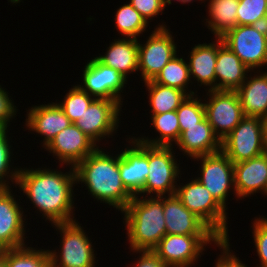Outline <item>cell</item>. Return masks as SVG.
Segmentation results:
<instances>
[{"label":"cell","instance_id":"obj_14","mask_svg":"<svg viewBox=\"0 0 267 267\" xmlns=\"http://www.w3.org/2000/svg\"><path fill=\"white\" fill-rule=\"evenodd\" d=\"M82 75L84 86H78L83 91L97 99L122 102L120 93L124 89L127 78L116 69L104 65L94 58L85 65Z\"/></svg>","mask_w":267,"mask_h":267},{"label":"cell","instance_id":"obj_20","mask_svg":"<svg viewBox=\"0 0 267 267\" xmlns=\"http://www.w3.org/2000/svg\"><path fill=\"white\" fill-rule=\"evenodd\" d=\"M250 70L240 59L218 38V51L215 65V90L236 91L246 80ZM219 81V83H217Z\"/></svg>","mask_w":267,"mask_h":267},{"label":"cell","instance_id":"obj_43","mask_svg":"<svg viewBox=\"0 0 267 267\" xmlns=\"http://www.w3.org/2000/svg\"><path fill=\"white\" fill-rule=\"evenodd\" d=\"M162 1L164 3L165 7H166L167 4H172L171 3V0H162ZM177 1L182 2V3H185L184 0H177Z\"/></svg>","mask_w":267,"mask_h":267},{"label":"cell","instance_id":"obj_37","mask_svg":"<svg viewBox=\"0 0 267 267\" xmlns=\"http://www.w3.org/2000/svg\"><path fill=\"white\" fill-rule=\"evenodd\" d=\"M130 4L147 21L149 18L159 15L164 10L165 5L162 0H130Z\"/></svg>","mask_w":267,"mask_h":267},{"label":"cell","instance_id":"obj_10","mask_svg":"<svg viewBox=\"0 0 267 267\" xmlns=\"http://www.w3.org/2000/svg\"><path fill=\"white\" fill-rule=\"evenodd\" d=\"M166 27L155 28L144 45L138 41V70H141L144 82L154 80L177 53V46Z\"/></svg>","mask_w":267,"mask_h":267},{"label":"cell","instance_id":"obj_28","mask_svg":"<svg viewBox=\"0 0 267 267\" xmlns=\"http://www.w3.org/2000/svg\"><path fill=\"white\" fill-rule=\"evenodd\" d=\"M152 125L158 131L160 137L157 139L137 138L140 142L151 146H172L180 137L179 119L176 110L164 114L152 115Z\"/></svg>","mask_w":267,"mask_h":267},{"label":"cell","instance_id":"obj_34","mask_svg":"<svg viewBox=\"0 0 267 267\" xmlns=\"http://www.w3.org/2000/svg\"><path fill=\"white\" fill-rule=\"evenodd\" d=\"M267 0H239L237 25H266Z\"/></svg>","mask_w":267,"mask_h":267},{"label":"cell","instance_id":"obj_26","mask_svg":"<svg viewBox=\"0 0 267 267\" xmlns=\"http://www.w3.org/2000/svg\"><path fill=\"white\" fill-rule=\"evenodd\" d=\"M208 6L210 20L207 19L206 25L216 38H221L237 26L239 0H210Z\"/></svg>","mask_w":267,"mask_h":267},{"label":"cell","instance_id":"obj_4","mask_svg":"<svg viewBox=\"0 0 267 267\" xmlns=\"http://www.w3.org/2000/svg\"><path fill=\"white\" fill-rule=\"evenodd\" d=\"M182 204L200 218L221 240H229L227 213L198 179L191 180L175 193Z\"/></svg>","mask_w":267,"mask_h":267},{"label":"cell","instance_id":"obj_25","mask_svg":"<svg viewBox=\"0 0 267 267\" xmlns=\"http://www.w3.org/2000/svg\"><path fill=\"white\" fill-rule=\"evenodd\" d=\"M218 51L217 42L198 44L190 52L188 62L190 78L194 77L200 85L209 86V90H215V65Z\"/></svg>","mask_w":267,"mask_h":267},{"label":"cell","instance_id":"obj_11","mask_svg":"<svg viewBox=\"0 0 267 267\" xmlns=\"http://www.w3.org/2000/svg\"><path fill=\"white\" fill-rule=\"evenodd\" d=\"M208 92L209 102L204 103L206 118L216 136L222 141L245 115L236 91L208 90Z\"/></svg>","mask_w":267,"mask_h":267},{"label":"cell","instance_id":"obj_31","mask_svg":"<svg viewBox=\"0 0 267 267\" xmlns=\"http://www.w3.org/2000/svg\"><path fill=\"white\" fill-rule=\"evenodd\" d=\"M116 27L118 31L127 38H135L144 32L147 28V21L130 4L121 6L115 15Z\"/></svg>","mask_w":267,"mask_h":267},{"label":"cell","instance_id":"obj_27","mask_svg":"<svg viewBox=\"0 0 267 267\" xmlns=\"http://www.w3.org/2000/svg\"><path fill=\"white\" fill-rule=\"evenodd\" d=\"M149 91V104L151 115L164 114L177 110L183 101L189 96L186 92L155 83L153 80L145 82Z\"/></svg>","mask_w":267,"mask_h":267},{"label":"cell","instance_id":"obj_2","mask_svg":"<svg viewBox=\"0 0 267 267\" xmlns=\"http://www.w3.org/2000/svg\"><path fill=\"white\" fill-rule=\"evenodd\" d=\"M74 169L76 182L84 183L97 201H103L122 212L134 197L121 180L119 154L112 157L97 147Z\"/></svg>","mask_w":267,"mask_h":267},{"label":"cell","instance_id":"obj_16","mask_svg":"<svg viewBox=\"0 0 267 267\" xmlns=\"http://www.w3.org/2000/svg\"><path fill=\"white\" fill-rule=\"evenodd\" d=\"M131 141L133 147L119 154V173L125 188L136 196L142 191L149 173L148 145L136 138Z\"/></svg>","mask_w":267,"mask_h":267},{"label":"cell","instance_id":"obj_7","mask_svg":"<svg viewBox=\"0 0 267 267\" xmlns=\"http://www.w3.org/2000/svg\"><path fill=\"white\" fill-rule=\"evenodd\" d=\"M212 241L218 245L222 240L217 235L166 234L153 252L167 267H191Z\"/></svg>","mask_w":267,"mask_h":267},{"label":"cell","instance_id":"obj_17","mask_svg":"<svg viewBox=\"0 0 267 267\" xmlns=\"http://www.w3.org/2000/svg\"><path fill=\"white\" fill-rule=\"evenodd\" d=\"M10 188H0V251L25 246L23 210Z\"/></svg>","mask_w":267,"mask_h":267},{"label":"cell","instance_id":"obj_13","mask_svg":"<svg viewBox=\"0 0 267 267\" xmlns=\"http://www.w3.org/2000/svg\"><path fill=\"white\" fill-rule=\"evenodd\" d=\"M202 160L201 177L197 179L226 210L229 188L234 186V164L222 152L196 157Z\"/></svg>","mask_w":267,"mask_h":267},{"label":"cell","instance_id":"obj_3","mask_svg":"<svg viewBox=\"0 0 267 267\" xmlns=\"http://www.w3.org/2000/svg\"><path fill=\"white\" fill-rule=\"evenodd\" d=\"M138 197L134 196L122 211L131 250L134 252L153 251L167 234L163 196H151L148 199Z\"/></svg>","mask_w":267,"mask_h":267},{"label":"cell","instance_id":"obj_32","mask_svg":"<svg viewBox=\"0 0 267 267\" xmlns=\"http://www.w3.org/2000/svg\"><path fill=\"white\" fill-rule=\"evenodd\" d=\"M95 98L83 91L78 85L74 86L64 97V101L58 104L70 119L71 123L81 119V115Z\"/></svg>","mask_w":267,"mask_h":267},{"label":"cell","instance_id":"obj_39","mask_svg":"<svg viewBox=\"0 0 267 267\" xmlns=\"http://www.w3.org/2000/svg\"><path fill=\"white\" fill-rule=\"evenodd\" d=\"M217 246L220 247L223 252L215 264L216 267H247L239 258L230 252L229 240H222Z\"/></svg>","mask_w":267,"mask_h":267},{"label":"cell","instance_id":"obj_6","mask_svg":"<svg viewBox=\"0 0 267 267\" xmlns=\"http://www.w3.org/2000/svg\"><path fill=\"white\" fill-rule=\"evenodd\" d=\"M221 38L250 70L267 65L266 25H237Z\"/></svg>","mask_w":267,"mask_h":267},{"label":"cell","instance_id":"obj_41","mask_svg":"<svg viewBox=\"0 0 267 267\" xmlns=\"http://www.w3.org/2000/svg\"><path fill=\"white\" fill-rule=\"evenodd\" d=\"M264 152L267 153V118H263Z\"/></svg>","mask_w":267,"mask_h":267},{"label":"cell","instance_id":"obj_15","mask_svg":"<svg viewBox=\"0 0 267 267\" xmlns=\"http://www.w3.org/2000/svg\"><path fill=\"white\" fill-rule=\"evenodd\" d=\"M98 146L89 139L74 123L58 133L45 147L62 164L75 167Z\"/></svg>","mask_w":267,"mask_h":267},{"label":"cell","instance_id":"obj_18","mask_svg":"<svg viewBox=\"0 0 267 267\" xmlns=\"http://www.w3.org/2000/svg\"><path fill=\"white\" fill-rule=\"evenodd\" d=\"M163 211L167 234L216 235L176 194L163 196Z\"/></svg>","mask_w":267,"mask_h":267},{"label":"cell","instance_id":"obj_9","mask_svg":"<svg viewBox=\"0 0 267 267\" xmlns=\"http://www.w3.org/2000/svg\"><path fill=\"white\" fill-rule=\"evenodd\" d=\"M172 146L148 145L149 173L145 185L138 194H156V197L176 193V178L180 174L179 164L174 159ZM175 183V184H174Z\"/></svg>","mask_w":267,"mask_h":267},{"label":"cell","instance_id":"obj_44","mask_svg":"<svg viewBox=\"0 0 267 267\" xmlns=\"http://www.w3.org/2000/svg\"><path fill=\"white\" fill-rule=\"evenodd\" d=\"M265 17H266V26H267V3H266V9H265Z\"/></svg>","mask_w":267,"mask_h":267},{"label":"cell","instance_id":"obj_38","mask_svg":"<svg viewBox=\"0 0 267 267\" xmlns=\"http://www.w3.org/2000/svg\"><path fill=\"white\" fill-rule=\"evenodd\" d=\"M8 92L6 93L0 85V129H7L8 123L13 116L16 115V106L12 100L8 97Z\"/></svg>","mask_w":267,"mask_h":267},{"label":"cell","instance_id":"obj_24","mask_svg":"<svg viewBox=\"0 0 267 267\" xmlns=\"http://www.w3.org/2000/svg\"><path fill=\"white\" fill-rule=\"evenodd\" d=\"M112 42L105 55L95 57L104 65L116 69L127 78L138 70V39L122 38Z\"/></svg>","mask_w":267,"mask_h":267},{"label":"cell","instance_id":"obj_22","mask_svg":"<svg viewBox=\"0 0 267 267\" xmlns=\"http://www.w3.org/2000/svg\"><path fill=\"white\" fill-rule=\"evenodd\" d=\"M176 144L184 154L193 158L221 151V141L206 117L197 125H192L183 131Z\"/></svg>","mask_w":267,"mask_h":267},{"label":"cell","instance_id":"obj_35","mask_svg":"<svg viewBox=\"0 0 267 267\" xmlns=\"http://www.w3.org/2000/svg\"><path fill=\"white\" fill-rule=\"evenodd\" d=\"M6 131H7L6 128L0 129V188H9V185H8L9 183L7 180H5L6 176L7 178L10 177L11 178L10 180L12 182H15L16 184L18 173L20 170V169H16L13 171L10 169L12 152L10 150L11 146L9 144ZM9 170H11V172Z\"/></svg>","mask_w":267,"mask_h":267},{"label":"cell","instance_id":"obj_30","mask_svg":"<svg viewBox=\"0 0 267 267\" xmlns=\"http://www.w3.org/2000/svg\"><path fill=\"white\" fill-rule=\"evenodd\" d=\"M174 55L171 60L162 68L160 73L153 80L165 86L174 87L186 92L189 96L195 95L193 91H186L188 82L191 80L188 63L182 58Z\"/></svg>","mask_w":267,"mask_h":267},{"label":"cell","instance_id":"obj_21","mask_svg":"<svg viewBox=\"0 0 267 267\" xmlns=\"http://www.w3.org/2000/svg\"><path fill=\"white\" fill-rule=\"evenodd\" d=\"M27 113L25 125L29 130L44 135L45 147L58 133L72 124L58 103L33 106Z\"/></svg>","mask_w":267,"mask_h":267},{"label":"cell","instance_id":"obj_5","mask_svg":"<svg viewBox=\"0 0 267 267\" xmlns=\"http://www.w3.org/2000/svg\"><path fill=\"white\" fill-rule=\"evenodd\" d=\"M54 225L62 235V247L59 256L56 249L49 250L51 267H95L96 257L94 256L92 242L88 239L80 224L78 225L77 222L72 221Z\"/></svg>","mask_w":267,"mask_h":267},{"label":"cell","instance_id":"obj_40","mask_svg":"<svg viewBox=\"0 0 267 267\" xmlns=\"http://www.w3.org/2000/svg\"><path fill=\"white\" fill-rule=\"evenodd\" d=\"M141 254L134 267H167L153 251H139Z\"/></svg>","mask_w":267,"mask_h":267},{"label":"cell","instance_id":"obj_42","mask_svg":"<svg viewBox=\"0 0 267 267\" xmlns=\"http://www.w3.org/2000/svg\"><path fill=\"white\" fill-rule=\"evenodd\" d=\"M0 267H6L4 257L0 254Z\"/></svg>","mask_w":267,"mask_h":267},{"label":"cell","instance_id":"obj_45","mask_svg":"<svg viewBox=\"0 0 267 267\" xmlns=\"http://www.w3.org/2000/svg\"><path fill=\"white\" fill-rule=\"evenodd\" d=\"M192 0H184L185 3H190ZM202 1V0H201Z\"/></svg>","mask_w":267,"mask_h":267},{"label":"cell","instance_id":"obj_8","mask_svg":"<svg viewBox=\"0 0 267 267\" xmlns=\"http://www.w3.org/2000/svg\"><path fill=\"white\" fill-rule=\"evenodd\" d=\"M221 151L233 164L264 154L263 118L245 116L221 141Z\"/></svg>","mask_w":267,"mask_h":267},{"label":"cell","instance_id":"obj_36","mask_svg":"<svg viewBox=\"0 0 267 267\" xmlns=\"http://www.w3.org/2000/svg\"><path fill=\"white\" fill-rule=\"evenodd\" d=\"M252 228L255 246L261 261L259 267H267V218L255 219Z\"/></svg>","mask_w":267,"mask_h":267},{"label":"cell","instance_id":"obj_19","mask_svg":"<svg viewBox=\"0 0 267 267\" xmlns=\"http://www.w3.org/2000/svg\"><path fill=\"white\" fill-rule=\"evenodd\" d=\"M232 189L238 198L247 197L259 190L267 195V153L234 163Z\"/></svg>","mask_w":267,"mask_h":267},{"label":"cell","instance_id":"obj_12","mask_svg":"<svg viewBox=\"0 0 267 267\" xmlns=\"http://www.w3.org/2000/svg\"><path fill=\"white\" fill-rule=\"evenodd\" d=\"M121 105L118 101L95 98L74 124L96 144L115 133Z\"/></svg>","mask_w":267,"mask_h":267},{"label":"cell","instance_id":"obj_1","mask_svg":"<svg viewBox=\"0 0 267 267\" xmlns=\"http://www.w3.org/2000/svg\"><path fill=\"white\" fill-rule=\"evenodd\" d=\"M69 172L21 168L18 173L16 185L52 224L76 221L72 217V188L77 183L74 167Z\"/></svg>","mask_w":267,"mask_h":267},{"label":"cell","instance_id":"obj_33","mask_svg":"<svg viewBox=\"0 0 267 267\" xmlns=\"http://www.w3.org/2000/svg\"><path fill=\"white\" fill-rule=\"evenodd\" d=\"M176 112L179 119L180 134L188 127L197 125L206 117L204 103L197 96L194 98L193 95L188 96Z\"/></svg>","mask_w":267,"mask_h":267},{"label":"cell","instance_id":"obj_29","mask_svg":"<svg viewBox=\"0 0 267 267\" xmlns=\"http://www.w3.org/2000/svg\"><path fill=\"white\" fill-rule=\"evenodd\" d=\"M6 267H51L49 250L22 246L0 251Z\"/></svg>","mask_w":267,"mask_h":267},{"label":"cell","instance_id":"obj_23","mask_svg":"<svg viewBox=\"0 0 267 267\" xmlns=\"http://www.w3.org/2000/svg\"><path fill=\"white\" fill-rule=\"evenodd\" d=\"M248 78L236 90L244 115L267 118V72Z\"/></svg>","mask_w":267,"mask_h":267}]
</instances>
